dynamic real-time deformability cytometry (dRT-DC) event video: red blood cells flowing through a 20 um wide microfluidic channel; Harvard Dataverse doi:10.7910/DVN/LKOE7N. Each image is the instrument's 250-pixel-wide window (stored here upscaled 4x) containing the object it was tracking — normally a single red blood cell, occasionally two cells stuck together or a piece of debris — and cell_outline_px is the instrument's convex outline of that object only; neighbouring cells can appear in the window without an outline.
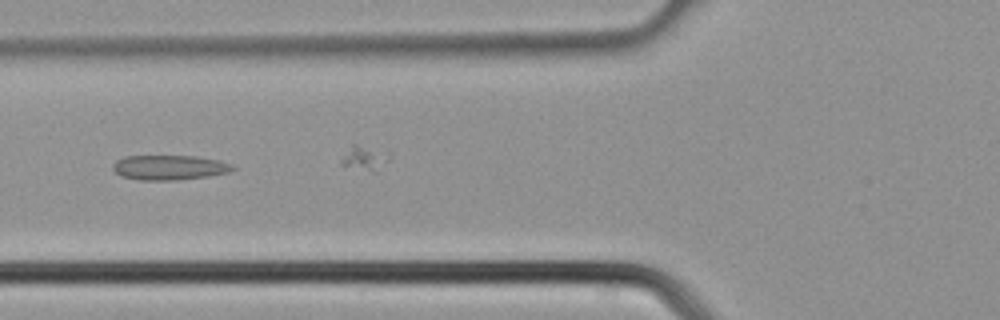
{"species": "common noctule bat (a hibernating species)", "species_latin": "Nyctalus noctula", "temperature_condition": "cold", "stored_images_in_passage": 3, "camera_frame_rate_fps": 3000, "um_per_image_px": 0.085, "animal": {"sex": "male", "body_mass_g": 21.5, "forearm_length_mm": 52.0}, "frame": {"image": 1, "passage_image": 3, "time_ms": 0.667, "image_size_px": [1000, 320], "cell_outline_px": [[236, 168], [228, 172], [208, 176], [172, 180], [140, 180], [120, 176], [112, 168], [112, 164], [116, 160], [124, 156], [196, 156], [220, 160], [232, 164]], "centroid_in_image_um": [14.38, 14.23], "position_along_channel_um": 111.4, "area_um2": 17.34}}